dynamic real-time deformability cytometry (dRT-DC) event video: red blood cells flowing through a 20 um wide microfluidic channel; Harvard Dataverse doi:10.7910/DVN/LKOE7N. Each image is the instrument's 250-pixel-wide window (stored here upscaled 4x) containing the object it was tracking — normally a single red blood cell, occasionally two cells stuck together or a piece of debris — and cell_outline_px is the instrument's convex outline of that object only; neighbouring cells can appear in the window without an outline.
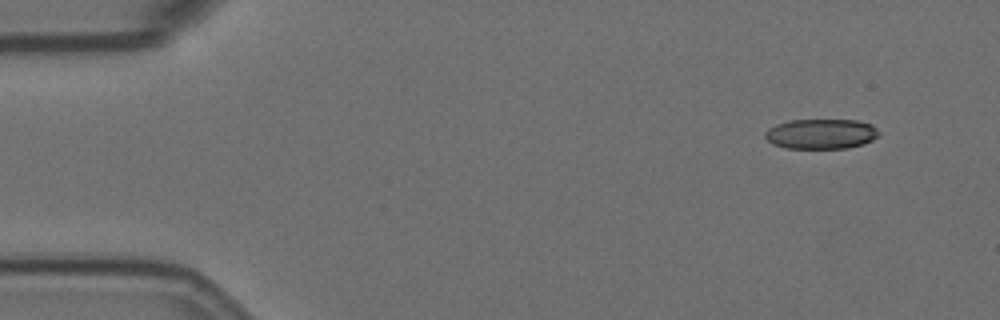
{"species": "Egyptian fruit bat (a non-hibernating species)", "species_latin": "Rousettus aegyptiacus", "temperature_condition": "room temperature", "stored_images_in_passage": 54, "camera_frame_rate_fps": 3000, "um_per_image_px": 0.085, "animal": {"sex": "female"}, "frame": {"image": 1, "passage_image": 1, "time_ms": 0.0, "image_size_px": [1000, 320], "cell_outline_px": [[880, 136], [864, 144], [848, 148], [784, 148], [772, 144], [764, 136], [764, 132], [768, 128], [776, 124], [788, 120], [856, 120], [872, 124], [880, 132]], "centroid_in_image_um": [69.8, 11.38], "position_along_channel_um": 15.2, "area_um2": 20.17}}
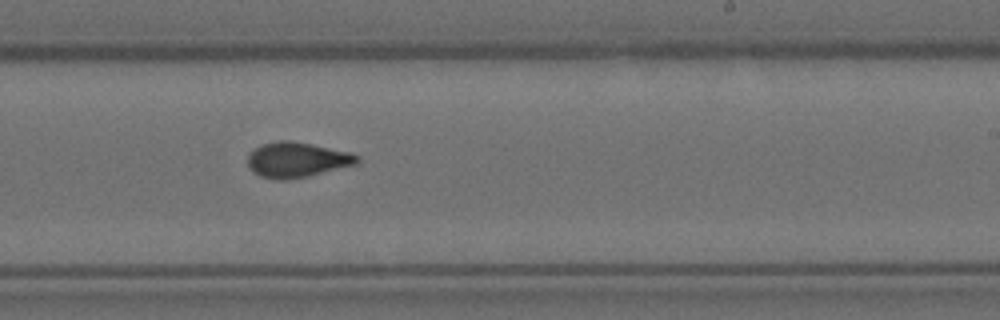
{"frame": {"image": 2, "passage_image": 31, "time_ms": 10.0, "image_size_px": [1000, 320], "cell_outline_px": [[360, 160], [356, 164], [308, 176], [288, 180], [276, 180], [260, 176], [252, 172], [248, 164], [248, 156], [260, 144], [276, 140], [292, 140], [352, 152], [360, 156]], "centroid_in_image_um": [25.25, 13.57], "position_along_channel_um": 263.8, "area_um2": 22.66}}
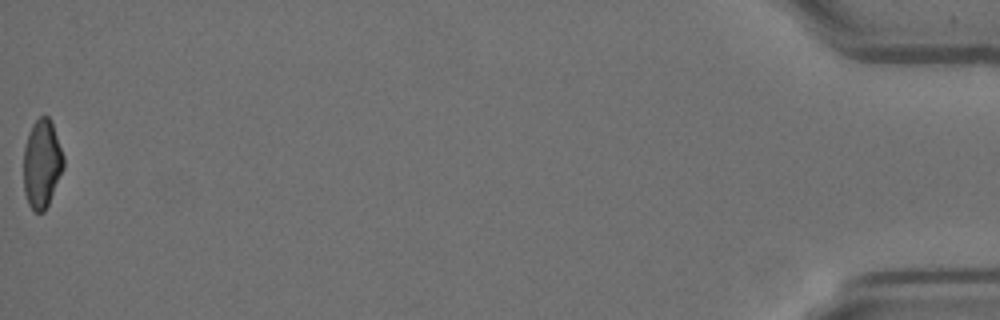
{"frame": {"image": 3, "passage_image": 54, "time_ms": 17.667, "image_size_px": [1000, 320], "cell_outline_px": [[64, 168], [48, 204], [44, 212], [36, 212], [28, 204], [24, 192], [24, 148], [28, 132], [32, 124], [40, 116], [48, 116], [52, 120], [64, 156]], "centroid_in_image_um": [3.57, 13.89], "position_along_channel_um": 431.6, "area_um2": 20.75}, "authors_computed_cell_mechanics": {"area_um2": 21.5305, "velocity_mm_per_s": 3.5121, "shape_relaxation_time_tau1_ms": null, "shape_relaxation_time_tau2_ms": 1.6363, "deformation_change_tau1": null, "deformation_change_tau2": 0.0805}}